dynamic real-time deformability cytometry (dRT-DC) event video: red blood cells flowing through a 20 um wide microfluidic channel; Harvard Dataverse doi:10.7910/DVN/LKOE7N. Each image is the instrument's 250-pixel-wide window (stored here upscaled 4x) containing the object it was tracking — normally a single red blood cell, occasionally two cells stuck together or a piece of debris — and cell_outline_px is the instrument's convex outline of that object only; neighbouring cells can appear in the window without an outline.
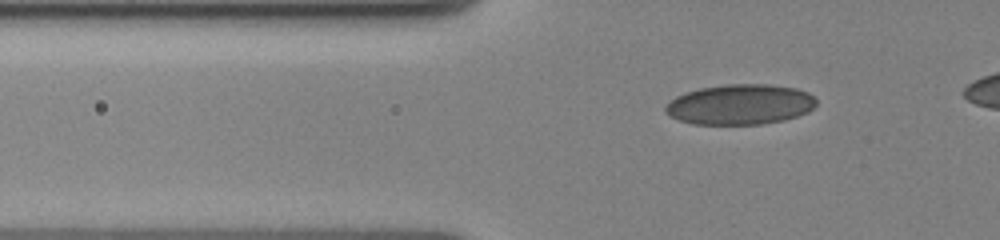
{"species": "human", "species_latin": "Homo sapiens", "temperature_condition": "cold", "stored_images_in_passage": 29, "camera_frame_rate_fps": 3000, "um_per_image_px": 0.085, "donor": {"sex": "female"}, "frame": {"image": 1, "passage_image": 13, "time_ms": 5.333, "image_size_px": [1000, 240], "cell_outline_px": [[816, 104], [808, 112], [784, 120], [760, 124], [692, 124], [668, 116], [664, 112], [664, 108], [676, 96], [684, 92], [700, 88], [728, 84], [768, 84], [796, 88], [808, 92], [816, 100]], "centroid_in_image_um": [62.89, 8.88], "position_along_channel_um": 62.9, "area_um2": 35.43}}
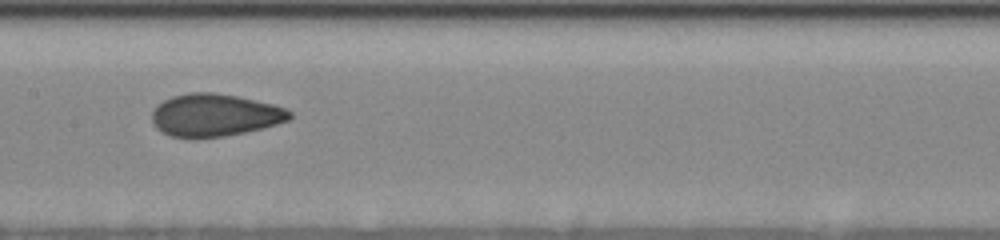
{"frame": {"image": 2, "passage_image": 20, "time_ms": 9.333, "image_size_px": [1000, 240], "cell_outline_px": [[292, 116], [288, 120], [264, 128], [224, 136], [196, 140], [192, 140], [172, 136], [160, 132], [152, 124], [152, 108], [156, 104], [172, 96], [188, 92], [212, 92], [236, 96], [272, 104], [284, 108], [292, 112]], "centroid_in_image_um": [18.18, 9.81], "position_along_channel_um": 189.2, "area_um2": 34.68}}
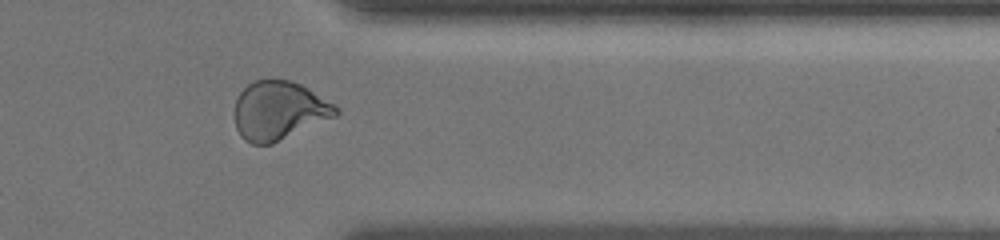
{"frame": {"image": 3, "passage_image": 27, "time_ms": 15.0, "image_size_px": [1000, 240], "cell_outline_px": [[340, 112], [336, 116], [272, 144], [252, 144], [244, 140], [240, 136], [236, 128], [236, 100], [240, 92], [252, 80], [288, 80], [300, 84], [336, 104], [340, 108]], "centroid_in_image_um": [23.73, 9.4], "position_along_channel_um": 387.7, "area_um2": 34.56}, "authors_computed_cell_mechanics": {"area_um2": 34.3332, "velocity_mm_per_s": 3.527, "shape_relaxation_time_tau1_ms": 5.6899, "shape_relaxation_time_tau2_ms": 0.829, "deformation_change_tau1": 0.1177, "deformation_change_tau2": 0.0313}}